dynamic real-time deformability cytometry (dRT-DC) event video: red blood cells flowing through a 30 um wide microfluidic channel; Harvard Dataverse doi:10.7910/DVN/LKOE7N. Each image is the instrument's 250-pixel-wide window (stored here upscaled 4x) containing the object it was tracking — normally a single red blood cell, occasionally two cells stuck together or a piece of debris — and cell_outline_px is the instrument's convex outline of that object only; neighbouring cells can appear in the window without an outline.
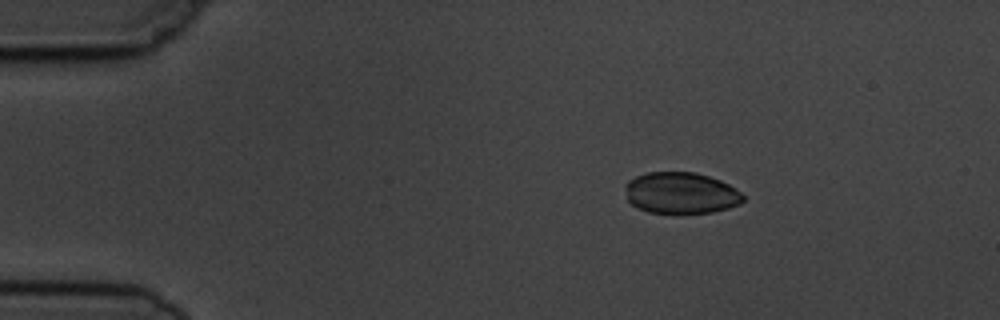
{"species": "common noctule bat (a hibernating species)", "species_latin": "Nyctalus noctula", "temperature_condition": "cold", "stored_images_in_passage": 4, "camera_frame_rate_fps": 3000, "um_per_image_px": 0.085, "animal": {"sex": "male", "body_mass_g": 19.5, "forearm_length_mm": 54.6}, "frame": {"image": 1, "passage_image": 2, "time_ms": 1.333, "image_size_px": [1000, 320], "cell_outline_px": [[744, 200], [740, 204], [728, 208], [712, 212], [672, 216], [648, 212], [632, 204], [628, 200], [624, 188], [624, 184], [628, 180], [636, 176], [648, 172], [696, 172], [720, 180], [728, 184], [740, 192], [744, 196]], "centroid_in_image_um": [57.86, 16.44], "position_along_channel_um": 27.1, "area_um2": 29.19}}